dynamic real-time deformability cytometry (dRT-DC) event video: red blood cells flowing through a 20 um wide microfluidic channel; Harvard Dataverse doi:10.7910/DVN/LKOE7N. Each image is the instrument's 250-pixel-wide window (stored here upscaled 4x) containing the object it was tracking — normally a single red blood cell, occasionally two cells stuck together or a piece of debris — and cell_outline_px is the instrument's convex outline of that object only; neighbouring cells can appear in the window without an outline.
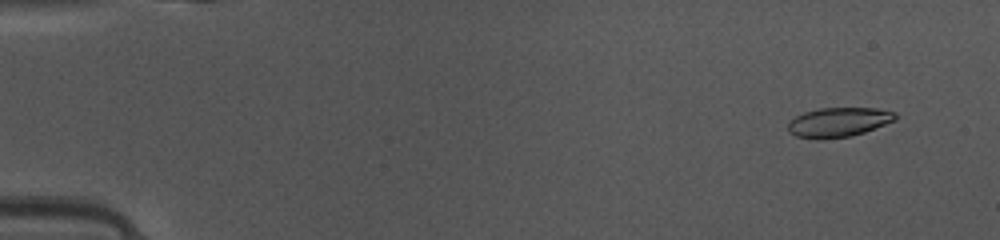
{"species": "common noctule bat (a hibernating species)", "species_latin": "Nyctalus noctula", "temperature_condition": "warm", "stored_images_in_passage": 49, "camera_frame_rate_fps": 3000, "um_per_image_px": 0.085, "animal": {"sex": "female", "body_mass_g": 10.0, "forearm_length_mm": 53.1}, "frame": {"image": 1, "passage_image": 4, "time_ms": 1.0, "image_size_px": [1000, 240], "cell_outline_px": [[900, 116], [896, 120], [864, 132], [852, 136], [820, 140], [816, 140], [796, 136], [788, 132], [788, 120], [804, 112], [820, 108], [876, 108], [896, 112]], "centroid_in_image_um": [71.27, 10.39], "position_along_channel_um": 13.7, "area_um2": 18.79}}
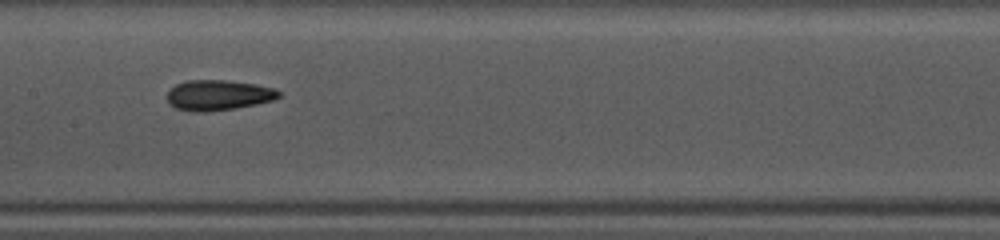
{"frame": {"image": 2, "passage_image": 25, "time_ms": 8.0, "image_size_px": [1000, 240], "cell_outline_px": [[280, 96], [272, 100], [256, 104], [232, 108], [204, 112], [196, 112], [176, 108], [168, 104], [168, 92], [176, 84], [184, 80], [224, 80], [256, 84], [276, 88], [280, 92]], "centroid_in_image_um": [18.55, 8.07], "position_along_channel_um": 188.9, "area_um2": 19.65}}
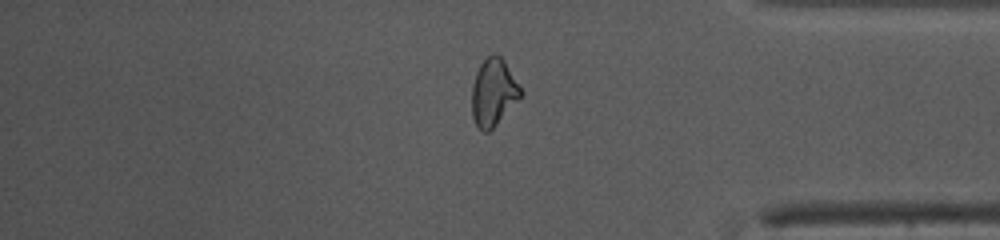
{"frame": {"image": 3, "passage_image": 41, "time_ms": 13.333, "image_size_px": [1000, 240], "cell_outline_px": [[520, 96], [496, 124], [488, 132], [484, 132], [476, 124], [472, 116], [472, 84], [476, 72], [480, 64], [492, 52], [496, 52], [504, 60], [520, 88]], "centroid_in_image_um": [41.89, 7.81], "position_along_channel_um": 393.3, "area_um2": 18.61}, "authors_computed_cell_mechanics": {"area_um2": 19.1318, "velocity_mm_per_s": 4.1567, "shape_relaxation_time_tau1_ms": 11.0192, "shape_relaxation_time_tau2_ms": 2.5666, "deformation_change_tau1": 0.2263, "deformation_change_tau2": 0.0909}}